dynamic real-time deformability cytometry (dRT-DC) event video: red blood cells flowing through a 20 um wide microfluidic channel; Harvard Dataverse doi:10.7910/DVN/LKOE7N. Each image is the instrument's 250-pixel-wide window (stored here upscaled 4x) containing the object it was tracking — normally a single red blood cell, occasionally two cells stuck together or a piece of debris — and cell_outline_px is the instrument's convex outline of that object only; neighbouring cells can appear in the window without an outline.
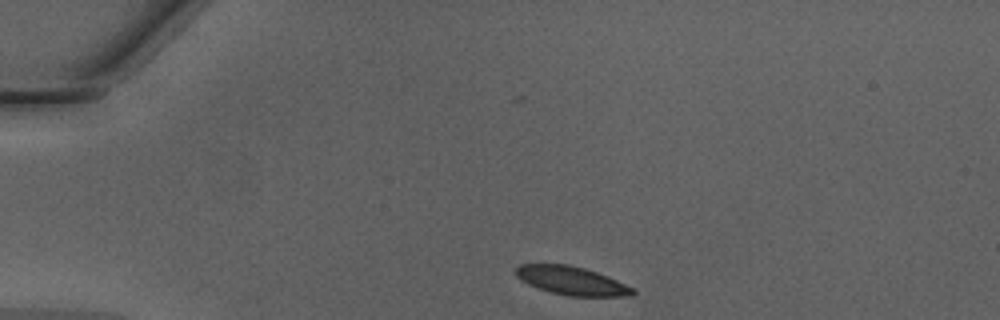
{"species": "Egyptian fruit bat (a non-hibernating species)", "species_latin": "Rousettus aegyptiacus", "temperature_condition": "warm", "stored_images_in_passage": 18, "camera_frame_rate_fps": 3000, "um_per_image_px": 0.085, "animal": {"sex": "male"}, "frame": {"image": 1, "passage_image": 1, "time_ms": 0.0, "image_size_px": [1000, 320], "cell_outline_px": [[636, 292], [632, 296], [568, 296], [548, 292], [536, 288], [520, 280], [512, 272], [520, 264], [568, 264], [584, 268], [596, 272], [616, 280], [632, 288]], "centroid_in_image_um": [48.51, 23.86], "position_along_channel_um": 36.5, "area_um2": 19.48}}
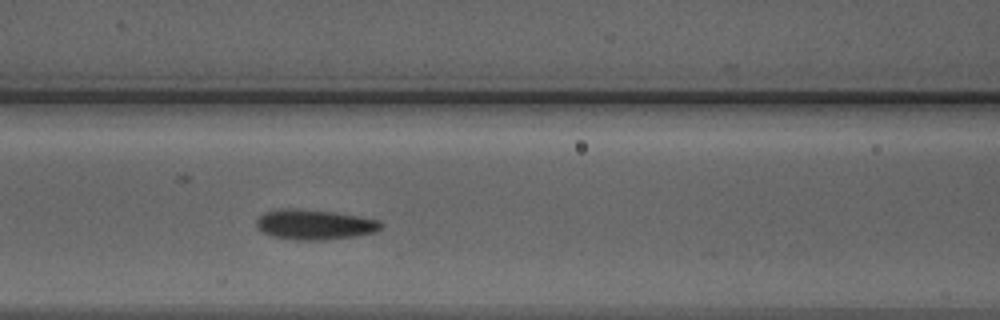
{"frame": {"image": 2, "passage_image": 12, "time_ms": 3.667, "image_size_px": [1000, 320], "cell_outline_px": [[384, 224], [376, 232], [356, 236], [324, 240], [296, 240], [272, 236], [264, 232], [256, 224], [256, 220], [264, 212], [280, 208], [296, 208], [332, 212], [380, 220]], "centroid_in_image_um": [26.74, 19.08], "position_along_channel_um": 139.9, "area_um2": 21.79}}
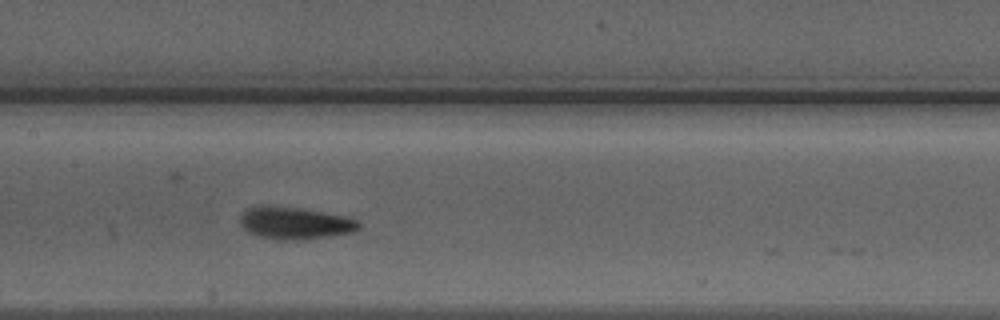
{"frame": {"image": 3, "passage_image": 15, "time_ms": 4.667, "image_size_px": [1000, 320], "cell_outline_px": [[360, 228], [352, 232], [324, 236], [256, 236], [248, 232], [240, 224], [240, 216], [248, 208], [260, 204], [268, 204], [300, 208], [324, 212], [344, 216], [356, 220], [360, 224]], "centroid_in_image_um": [25.01, 18.86], "position_along_channel_um": 182.4, "area_um2": 21.1}}